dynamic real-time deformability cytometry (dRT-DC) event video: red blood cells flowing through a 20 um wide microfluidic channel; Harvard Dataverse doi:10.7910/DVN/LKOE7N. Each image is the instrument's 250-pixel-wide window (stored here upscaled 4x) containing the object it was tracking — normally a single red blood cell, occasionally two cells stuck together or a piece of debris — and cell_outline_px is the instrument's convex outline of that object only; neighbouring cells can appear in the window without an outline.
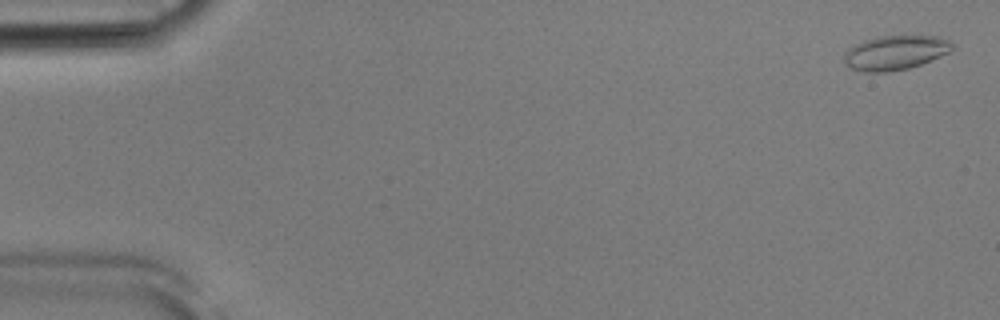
{"species": "Egyptian fruit bat (a non-hibernating species)", "species_latin": "Rousettus aegyptiacus", "temperature_condition": "room temperature", "stored_images_in_passage": 53, "camera_frame_rate_fps": 3000, "um_per_image_px": 0.085, "animal": {"sex": "male"}, "frame": {"image": 1, "passage_image": 2, "time_ms": 0.333, "image_size_px": [1000, 320], "cell_outline_px": [[952, 48], [948, 52], [940, 56], [920, 64], [908, 68], [888, 72], [864, 72], [852, 68], [844, 64], [844, 52], [848, 48], [864, 40], [876, 36], [936, 36], [948, 40], [952, 44]], "centroid_in_image_um": [76.04, 4.47], "position_along_channel_um": 9.0, "area_um2": 21.5}}
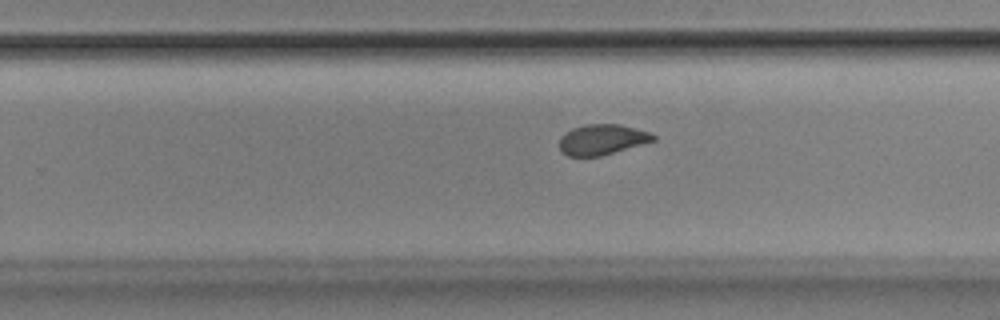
{"frame": {"image": 2, "passage_image": 34, "time_ms": 11.0, "image_size_px": [1000, 320], "cell_outline_px": [[656, 140], [600, 156], [568, 156], [560, 152], [560, 136], [572, 128], [584, 124], [620, 124], [648, 132], [656, 136]], "centroid_in_image_um": [51.14, 11.86], "position_along_channel_um": 278.7, "area_um2": 16.59}}
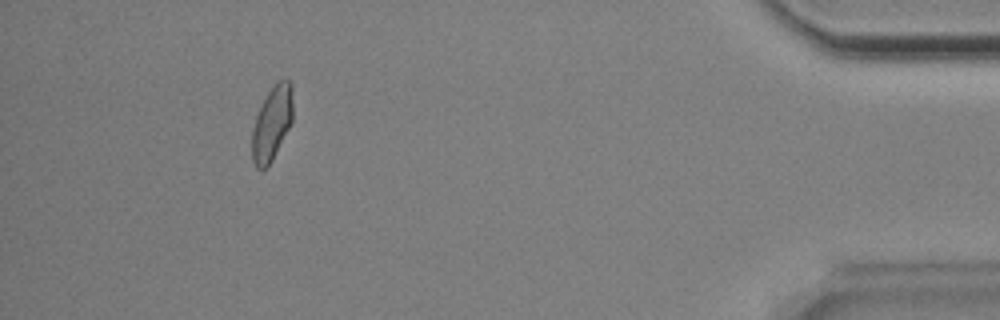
{"frame": {"image": 3, "passage_image": 49, "time_ms": 16.0, "image_size_px": [1000, 320], "cell_outline_px": [[292, 120], [272, 160], [264, 168], [256, 168], [252, 160], [252, 128], [256, 116], [272, 84], [280, 80], [288, 80], [292, 84]], "centroid_in_image_um": [23.1, 10.46], "position_along_channel_um": 412.1, "area_um2": 17.34}, "authors_computed_cell_mechanics": {"area_um2": 17.8024, "velocity_mm_per_s": 3.8518, "shape_relaxation_time_tau1_ms": 4.7211, "shape_relaxation_time_tau2_ms": 1.5784, "deformation_change_tau1": 0.1201, "deformation_change_tau2": 0.0534}}